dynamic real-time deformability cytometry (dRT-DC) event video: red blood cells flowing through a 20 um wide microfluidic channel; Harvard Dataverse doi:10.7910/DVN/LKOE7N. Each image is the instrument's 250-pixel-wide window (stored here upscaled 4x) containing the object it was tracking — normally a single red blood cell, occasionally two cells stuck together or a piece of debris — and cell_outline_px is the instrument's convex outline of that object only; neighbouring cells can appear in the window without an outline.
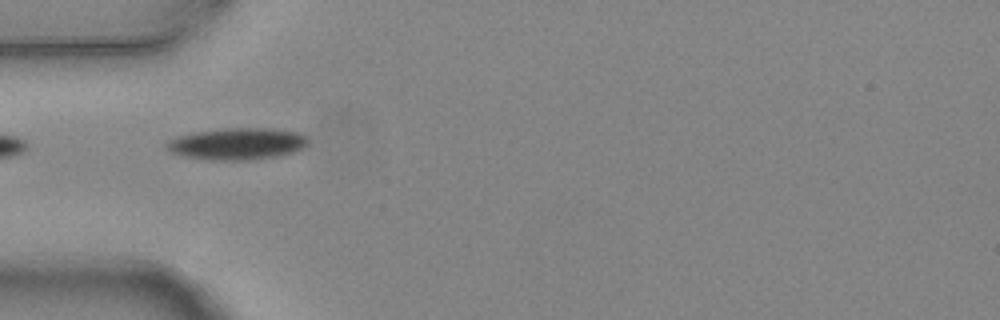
{"species": "common noctule bat (a hibernating species)", "species_latin": "Nyctalus noctula", "temperature_condition": "warm", "stored_images_in_passage": 6, "camera_frame_rate_fps": 3000, "um_per_image_px": 0.085, "animal": {"sex": "female", "body_mass_g": 24.6, "forearm_length_mm": 56.2}, "frame": {"image": 1, "passage_image": 3, "time_ms": 0.667, "image_size_px": [1000, 320], "cell_outline_px": [[308, 144], [304, 148], [280, 156], [248, 160], [212, 160], [184, 156], [172, 152], [164, 148], [164, 144], [168, 140], [176, 136], [196, 132], [228, 128], [268, 128], [296, 132], [304, 136], [308, 140]], "centroid_in_image_um": [20.14, 12.23], "position_along_channel_um": 64.9, "area_um2": 26.18}}
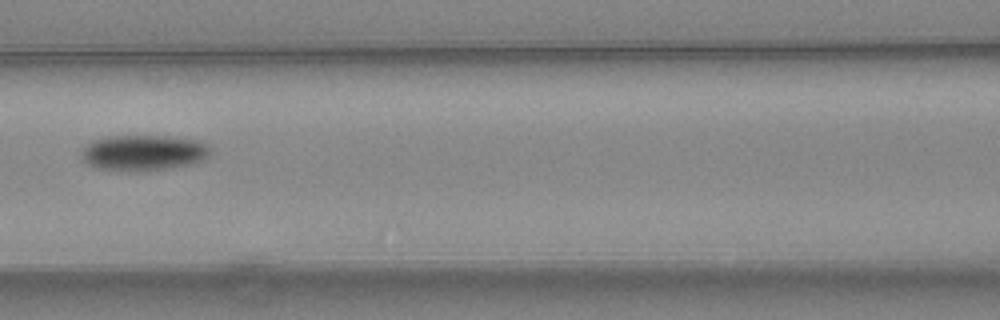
{"frame": {"image": 2, "passage_image": 5, "time_ms": 1.333, "image_size_px": [1000, 320], "cell_outline_px": [[212, 148], [208, 156], [204, 160], [192, 164], [136, 172], [132, 172], [96, 168], [88, 164], [80, 156], [80, 152], [92, 140], [108, 136], [164, 136], [196, 140], [208, 144]], "centroid_in_image_um": [12.19, 12.99], "position_along_channel_um": 154.4, "area_um2": 26.93}}
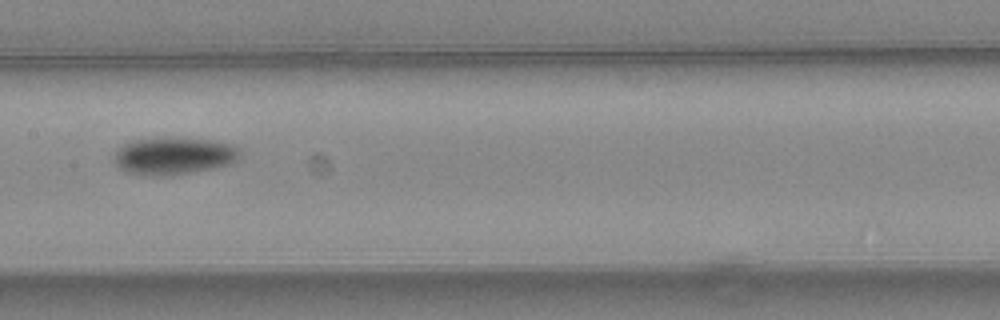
{"frame": {"image": 3, "passage_image": 6, "time_ms": 1.667, "image_size_px": [1000, 320], "cell_outline_px": [[240, 156], [236, 160], [228, 164], [212, 168], [172, 176], [152, 176], [128, 172], [120, 168], [112, 160], [116, 152], [128, 140], [164, 136], [168, 136], [216, 140], [240, 148]], "centroid_in_image_um": [14.75, 13.22], "position_along_channel_um": 192.7, "area_um2": 27.92}}